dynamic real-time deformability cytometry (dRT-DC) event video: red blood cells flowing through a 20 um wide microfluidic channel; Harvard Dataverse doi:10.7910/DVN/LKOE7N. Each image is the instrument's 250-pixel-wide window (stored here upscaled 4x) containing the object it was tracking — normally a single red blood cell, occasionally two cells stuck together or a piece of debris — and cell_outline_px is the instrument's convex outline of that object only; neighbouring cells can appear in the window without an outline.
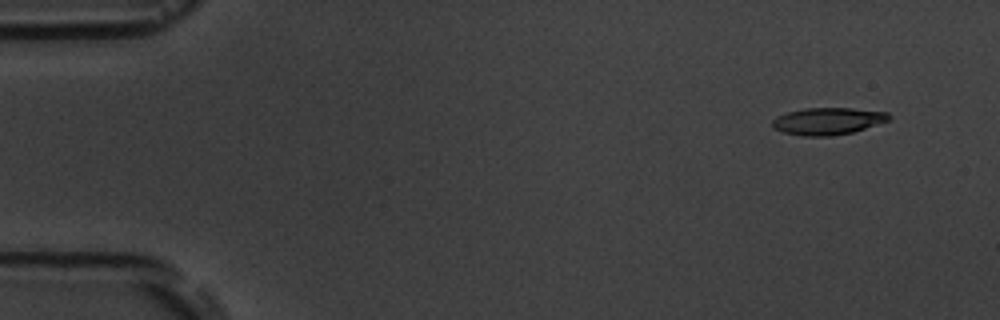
{"species": "common noctule bat (a hibernating species)", "species_latin": "Nyctalus noctula", "temperature_condition": "room temperature", "stored_images_in_passage": 5, "segment_of_instrument_passage": [1, 2], "camera_frame_rate_fps": 3000, "um_per_image_px": 0.085, "animal": {"sex": "male", "body_mass_g": 19.5, "forearm_length_mm": 54.6}, "frame": {"image": 1, "passage_image": 1, "time_ms": 0.0, "image_size_px": [1000, 320], "cell_outline_px": [[892, 116], [888, 120], [852, 132], [832, 136], [804, 136], [784, 132], [772, 128], [772, 120], [776, 116], [788, 112], [804, 108], [852, 108], [888, 112]], "centroid_in_image_um": [70.34, 10.29], "position_along_channel_um": 14.7, "area_um2": 18.32}}